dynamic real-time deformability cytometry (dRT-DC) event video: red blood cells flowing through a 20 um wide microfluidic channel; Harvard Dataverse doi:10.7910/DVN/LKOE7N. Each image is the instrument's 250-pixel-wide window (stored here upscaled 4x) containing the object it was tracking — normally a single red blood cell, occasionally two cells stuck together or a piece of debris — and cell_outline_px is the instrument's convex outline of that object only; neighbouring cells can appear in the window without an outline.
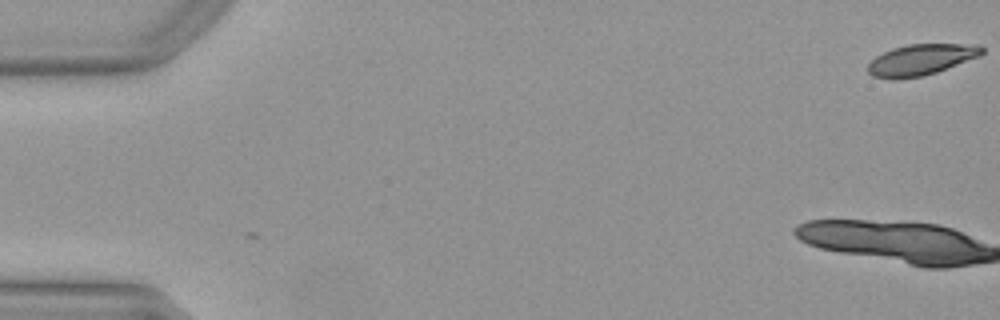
{"species": "Egyptian fruit bat (a non-hibernating species)", "species_latin": "Rousettus aegyptiacus", "temperature_condition": "warm", "stored_images_in_passage": 14, "camera_frame_rate_fps": 3000, "um_per_image_px": 0.085, "animal": {"sex": "female"}, "frame": {"image": 1, "passage_image": 1, "time_ms": 0.0, "image_size_px": [1000, 320], "cell_outline_px": [[984, 52], [980, 56], [936, 72], [924, 76], [900, 80], [892, 80], [872, 76], [868, 72], [868, 64], [876, 56], [892, 48], [908, 44], [980, 44], [984, 48]], "centroid_in_image_um": [78.28, 5.08], "position_along_channel_um": 6.7, "area_um2": 20.87}}